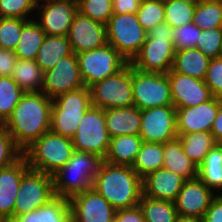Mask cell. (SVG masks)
Listing matches in <instances>:
<instances>
[{
  "instance_id": "6da1fadb",
  "label": "cell",
  "mask_w": 222,
  "mask_h": 222,
  "mask_svg": "<svg viewBox=\"0 0 222 222\" xmlns=\"http://www.w3.org/2000/svg\"><path fill=\"white\" fill-rule=\"evenodd\" d=\"M53 100L39 92H25L3 126L24 151L50 131Z\"/></svg>"
},
{
  "instance_id": "7a4b0ae2",
  "label": "cell",
  "mask_w": 222,
  "mask_h": 222,
  "mask_svg": "<svg viewBox=\"0 0 222 222\" xmlns=\"http://www.w3.org/2000/svg\"><path fill=\"white\" fill-rule=\"evenodd\" d=\"M92 188L115 210L132 208L140 202L142 178L131 166L113 165L103 161Z\"/></svg>"
},
{
  "instance_id": "3957f363",
  "label": "cell",
  "mask_w": 222,
  "mask_h": 222,
  "mask_svg": "<svg viewBox=\"0 0 222 222\" xmlns=\"http://www.w3.org/2000/svg\"><path fill=\"white\" fill-rule=\"evenodd\" d=\"M102 162L103 158L96 154L75 150L69 161L53 175L56 196L70 199L88 191Z\"/></svg>"
},
{
  "instance_id": "277c9868",
  "label": "cell",
  "mask_w": 222,
  "mask_h": 222,
  "mask_svg": "<svg viewBox=\"0 0 222 222\" xmlns=\"http://www.w3.org/2000/svg\"><path fill=\"white\" fill-rule=\"evenodd\" d=\"M75 151L71 138L52 131L44 133L23 151L30 169L53 176Z\"/></svg>"
},
{
  "instance_id": "5b68a950",
  "label": "cell",
  "mask_w": 222,
  "mask_h": 222,
  "mask_svg": "<svg viewBox=\"0 0 222 222\" xmlns=\"http://www.w3.org/2000/svg\"><path fill=\"white\" fill-rule=\"evenodd\" d=\"M173 38L169 24L164 22L153 27L147 32L139 53L130 62L131 66L142 72L168 73L176 52Z\"/></svg>"
},
{
  "instance_id": "8992f818",
  "label": "cell",
  "mask_w": 222,
  "mask_h": 222,
  "mask_svg": "<svg viewBox=\"0 0 222 222\" xmlns=\"http://www.w3.org/2000/svg\"><path fill=\"white\" fill-rule=\"evenodd\" d=\"M91 105V93L87 87L56 97L52 105L50 131L72 139L81 118Z\"/></svg>"
},
{
  "instance_id": "52a82bcc",
  "label": "cell",
  "mask_w": 222,
  "mask_h": 222,
  "mask_svg": "<svg viewBox=\"0 0 222 222\" xmlns=\"http://www.w3.org/2000/svg\"><path fill=\"white\" fill-rule=\"evenodd\" d=\"M107 40L129 63L139 53L147 38L136 13H113L106 24Z\"/></svg>"
},
{
  "instance_id": "ba28073f",
  "label": "cell",
  "mask_w": 222,
  "mask_h": 222,
  "mask_svg": "<svg viewBox=\"0 0 222 222\" xmlns=\"http://www.w3.org/2000/svg\"><path fill=\"white\" fill-rule=\"evenodd\" d=\"M93 106L119 109L134 106L132 94V66L128 63L116 74L89 87Z\"/></svg>"
},
{
  "instance_id": "9c48e42d",
  "label": "cell",
  "mask_w": 222,
  "mask_h": 222,
  "mask_svg": "<svg viewBox=\"0 0 222 222\" xmlns=\"http://www.w3.org/2000/svg\"><path fill=\"white\" fill-rule=\"evenodd\" d=\"M77 55L80 74L85 87L112 76L123 69L129 62L109 43Z\"/></svg>"
},
{
  "instance_id": "30bf717a",
  "label": "cell",
  "mask_w": 222,
  "mask_h": 222,
  "mask_svg": "<svg viewBox=\"0 0 222 222\" xmlns=\"http://www.w3.org/2000/svg\"><path fill=\"white\" fill-rule=\"evenodd\" d=\"M132 94L139 110L173 105L167 73L142 72L132 66Z\"/></svg>"
},
{
  "instance_id": "8fae6325",
  "label": "cell",
  "mask_w": 222,
  "mask_h": 222,
  "mask_svg": "<svg viewBox=\"0 0 222 222\" xmlns=\"http://www.w3.org/2000/svg\"><path fill=\"white\" fill-rule=\"evenodd\" d=\"M75 150L93 153L104 159L110 143L104 109L91 105L72 138Z\"/></svg>"
},
{
  "instance_id": "7c38bea8",
  "label": "cell",
  "mask_w": 222,
  "mask_h": 222,
  "mask_svg": "<svg viewBox=\"0 0 222 222\" xmlns=\"http://www.w3.org/2000/svg\"><path fill=\"white\" fill-rule=\"evenodd\" d=\"M55 197L53 176L29 169L23 175L19 186L14 219L41 208Z\"/></svg>"
},
{
  "instance_id": "4fadbf2b",
  "label": "cell",
  "mask_w": 222,
  "mask_h": 222,
  "mask_svg": "<svg viewBox=\"0 0 222 222\" xmlns=\"http://www.w3.org/2000/svg\"><path fill=\"white\" fill-rule=\"evenodd\" d=\"M85 87L79 69L77 55L62 58L52 69L44 72L41 91L50 99Z\"/></svg>"
},
{
  "instance_id": "5bb4252c",
  "label": "cell",
  "mask_w": 222,
  "mask_h": 222,
  "mask_svg": "<svg viewBox=\"0 0 222 222\" xmlns=\"http://www.w3.org/2000/svg\"><path fill=\"white\" fill-rule=\"evenodd\" d=\"M36 11L38 18L35 19L46 35L67 36L78 13V3L71 0H40Z\"/></svg>"
},
{
  "instance_id": "9a60e30c",
  "label": "cell",
  "mask_w": 222,
  "mask_h": 222,
  "mask_svg": "<svg viewBox=\"0 0 222 222\" xmlns=\"http://www.w3.org/2000/svg\"><path fill=\"white\" fill-rule=\"evenodd\" d=\"M139 135L143 142L166 143L178 138L174 105L141 110Z\"/></svg>"
},
{
  "instance_id": "2e32d148",
  "label": "cell",
  "mask_w": 222,
  "mask_h": 222,
  "mask_svg": "<svg viewBox=\"0 0 222 222\" xmlns=\"http://www.w3.org/2000/svg\"><path fill=\"white\" fill-rule=\"evenodd\" d=\"M71 222H114L116 210L92 187L69 199Z\"/></svg>"
},
{
  "instance_id": "e0dca14e",
  "label": "cell",
  "mask_w": 222,
  "mask_h": 222,
  "mask_svg": "<svg viewBox=\"0 0 222 222\" xmlns=\"http://www.w3.org/2000/svg\"><path fill=\"white\" fill-rule=\"evenodd\" d=\"M67 38L75 54L100 48L108 43L106 24L92 20L78 11Z\"/></svg>"
},
{
  "instance_id": "ac0fdd59",
  "label": "cell",
  "mask_w": 222,
  "mask_h": 222,
  "mask_svg": "<svg viewBox=\"0 0 222 222\" xmlns=\"http://www.w3.org/2000/svg\"><path fill=\"white\" fill-rule=\"evenodd\" d=\"M215 197L216 193L197 177L184 182L174 204L179 217L202 220Z\"/></svg>"
},
{
  "instance_id": "d6986e66",
  "label": "cell",
  "mask_w": 222,
  "mask_h": 222,
  "mask_svg": "<svg viewBox=\"0 0 222 222\" xmlns=\"http://www.w3.org/2000/svg\"><path fill=\"white\" fill-rule=\"evenodd\" d=\"M221 98L210 100L194 107L176 108V129L178 135L210 132L219 110Z\"/></svg>"
},
{
  "instance_id": "ffe728a7",
  "label": "cell",
  "mask_w": 222,
  "mask_h": 222,
  "mask_svg": "<svg viewBox=\"0 0 222 222\" xmlns=\"http://www.w3.org/2000/svg\"><path fill=\"white\" fill-rule=\"evenodd\" d=\"M167 74L175 108L194 107L213 97L204 80H199L172 70Z\"/></svg>"
},
{
  "instance_id": "44dd1931",
  "label": "cell",
  "mask_w": 222,
  "mask_h": 222,
  "mask_svg": "<svg viewBox=\"0 0 222 222\" xmlns=\"http://www.w3.org/2000/svg\"><path fill=\"white\" fill-rule=\"evenodd\" d=\"M24 157L15 164L0 169V222L14 220V207L23 175L29 170Z\"/></svg>"
},
{
  "instance_id": "7402d4cb",
  "label": "cell",
  "mask_w": 222,
  "mask_h": 222,
  "mask_svg": "<svg viewBox=\"0 0 222 222\" xmlns=\"http://www.w3.org/2000/svg\"><path fill=\"white\" fill-rule=\"evenodd\" d=\"M185 181L174 172L161 168L142 178V195L174 203Z\"/></svg>"
},
{
  "instance_id": "603a6c76",
  "label": "cell",
  "mask_w": 222,
  "mask_h": 222,
  "mask_svg": "<svg viewBox=\"0 0 222 222\" xmlns=\"http://www.w3.org/2000/svg\"><path fill=\"white\" fill-rule=\"evenodd\" d=\"M104 115L110 138L140 134L141 110L135 106L119 109H104Z\"/></svg>"
},
{
  "instance_id": "cb8c5ba5",
  "label": "cell",
  "mask_w": 222,
  "mask_h": 222,
  "mask_svg": "<svg viewBox=\"0 0 222 222\" xmlns=\"http://www.w3.org/2000/svg\"><path fill=\"white\" fill-rule=\"evenodd\" d=\"M163 168L191 180L198 177V166L184 153L179 138L163 143Z\"/></svg>"
},
{
  "instance_id": "d4e9b609",
  "label": "cell",
  "mask_w": 222,
  "mask_h": 222,
  "mask_svg": "<svg viewBox=\"0 0 222 222\" xmlns=\"http://www.w3.org/2000/svg\"><path fill=\"white\" fill-rule=\"evenodd\" d=\"M142 144L140 135L112 137L103 161L113 165L132 166Z\"/></svg>"
},
{
  "instance_id": "484cf974",
  "label": "cell",
  "mask_w": 222,
  "mask_h": 222,
  "mask_svg": "<svg viewBox=\"0 0 222 222\" xmlns=\"http://www.w3.org/2000/svg\"><path fill=\"white\" fill-rule=\"evenodd\" d=\"M210 60L197 48L177 50L171 70L199 80H205Z\"/></svg>"
},
{
  "instance_id": "4316f807",
  "label": "cell",
  "mask_w": 222,
  "mask_h": 222,
  "mask_svg": "<svg viewBox=\"0 0 222 222\" xmlns=\"http://www.w3.org/2000/svg\"><path fill=\"white\" fill-rule=\"evenodd\" d=\"M12 222H71L69 199L56 196L41 208L19 215Z\"/></svg>"
},
{
  "instance_id": "83f0119b",
  "label": "cell",
  "mask_w": 222,
  "mask_h": 222,
  "mask_svg": "<svg viewBox=\"0 0 222 222\" xmlns=\"http://www.w3.org/2000/svg\"><path fill=\"white\" fill-rule=\"evenodd\" d=\"M73 53L67 36L46 35L35 61L43 72L52 69L62 58Z\"/></svg>"
},
{
  "instance_id": "f1b7e54d",
  "label": "cell",
  "mask_w": 222,
  "mask_h": 222,
  "mask_svg": "<svg viewBox=\"0 0 222 222\" xmlns=\"http://www.w3.org/2000/svg\"><path fill=\"white\" fill-rule=\"evenodd\" d=\"M198 178L216 195L222 192V144L217 143L198 167Z\"/></svg>"
},
{
  "instance_id": "f546056e",
  "label": "cell",
  "mask_w": 222,
  "mask_h": 222,
  "mask_svg": "<svg viewBox=\"0 0 222 222\" xmlns=\"http://www.w3.org/2000/svg\"><path fill=\"white\" fill-rule=\"evenodd\" d=\"M46 33L35 19L28 20L23 26L20 40L14 49L17 59L35 60Z\"/></svg>"
},
{
  "instance_id": "4dcf8cb0",
  "label": "cell",
  "mask_w": 222,
  "mask_h": 222,
  "mask_svg": "<svg viewBox=\"0 0 222 222\" xmlns=\"http://www.w3.org/2000/svg\"><path fill=\"white\" fill-rule=\"evenodd\" d=\"M44 72L35 60L17 59L11 78L25 92H39L43 85Z\"/></svg>"
},
{
  "instance_id": "1f68e13d",
  "label": "cell",
  "mask_w": 222,
  "mask_h": 222,
  "mask_svg": "<svg viewBox=\"0 0 222 222\" xmlns=\"http://www.w3.org/2000/svg\"><path fill=\"white\" fill-rule=\"evenodd\" d=\"M163 154V143L143 142L131 167L144 178L149 173L163 168Z\"/></svg>"
},
{
  "instance_id": "d6a6232c",
  "label": "cell",
  "mask_w": 222,
  "mask_h": 222,
  "mask_svg": "<svg viewBox=\"0 0 222 222\" xmlns=\"http://www.w3.org/2000/svg\"><path fill=\"white\" fill-rule=\"evenodd\" d=\"M183 151L198 167L206 154L217 142L211 132H197L178 135Z\"/></svg>"
},
{
  "instance_id": "836d02e7",
  "label": "cell",
  "mask_w": 222,
  "mask_h": 222,
  "mask_svg": "<svg viewBox=\"0 0 222 222\" xmlns=\"http://www.w3.org/2000/svg\"><path fill=\"white\" fill-rule=\"evenodd\" d=\"M138 205L145 222H176L179 217L175 204L170 201L155 200L142 195Z\"/></svg>"
},
{
  "instance_id": "e575fe53",
  "label": "cell",
  "mask_w": 222,
  "mask_h": 222,
  "mask_svg": "<svg viewBox=\"0 0 222 222\" xmlns=\"http://www.w3.org/2000/svg\"><path fill=\"white\" fill-rule=\"evenodd\" d=\"M193 24L201 30L222 28L221 0H202L194 10Z\"/></svg>"
},
{
  "instance_id": "d590c367",
  "label": "cell",
  "mask_w": 222,
  "mask_h": 222,
  "mask_svg": "<svg viewBox=\"0 0 222 222\" xmlns=\"http://www.w3.org/2000/svg\"><path fill=\"white\" fill-rule=\"evenodd\" d=\"M25 91L11 77H0V124L12 115Z\"/></svg>"
},
{
  "instance_id": "8d00e7d4",
  "label": "cell",
  "mask_w": 222,
  "mask_h": 222,
  "mask_svg": "<svg viewBox=\"0 0 222 222\" xmlns=\"http://www.w3.org/2000/svg\"><path fill=\"white\" fill-rule=\"evenodd\" d=\"M196 5L177 0H164L165 23L171 28L182 27L193 21Z\"/></svg>"
},
{
  "instance_id": "74e56055",
  "label": "cell",
  "mask_w": 222,
  "mask_h": 222,
  "mask_svg": "<svg viewBox=\"0 0 222 222\" xmlns=\"http://www.w3.org/2000/svg\"><path fill=\"white\" fill-rule=\"evenodd\" d=\"M136 16L140 25L149 32L165 22L164 0H142Z\"/></svg>"
},
{
  "instance_id": "f35d334b",
  "label": "cell",
  "mask_w": 222,
  "mask_h": 222,
  "mask_svg": "<svg viewBox=\"0 0 222 222\" xmlns=\"http://www.w3.org/2000/svg\"><path fill=\"white\" fill-rule=\"evenodd\" d=\"M27 21L21 18L0 17V49L14 51L20 40L22 26Z\"/></svg>"
},
{
  "instance_id": "ab89813d",
  "label": "cell",
  "mask_w": 222,
  "mask_h": 222,
  "mask_svg": "<svg viewBox=\"0 0 222 222\" xmlns=\"http://www.w3.org/2000/svg\"><path fill=\"white\" fill-rule=\"evenodd\" d=\"M78 11L92 20L107 24L113 15L112 0H80Z\"/></svg>"
},
{
  "instance_id": "60d3db41",
  "label": "cell",
  "mask_w": 222,
  "mask_h": 222,
  "mask_svg": "<svg viewBox=\"0 0 222 222\" xmlns=\"http://www.w3.org/2000/svg\"><path fill=\"white\" fill-rule=\"evenodd\" d=\"M37 3L38 0H0V17L31 20Z\"/></svg>"
},
{
  "instance_id": "b9f144b4",
  "label": "cell",
  "mask_w": 222,
  "mask_h": 222,
  "mask_svg": "<svg viewBox=\"0 0 222 222\" xmlns=\"http://www.w3.org/2000/svg\"><path fill=\"white\" fill-rule=\"evenodd\" d=\"M23 157V151L14 142L8 130L0 125V169L15 164Z\"/></svg>"
},
{
  "instance_id": "7bdbcfd3",
  "label": "cell",
  "mask_w": 222,
  "mask_h": 222,
  "mask_svg": "<svg viewBox=\"0 0 222 222\" xmlns=\"http://www.w3.org/2000/svg\"><path fill=\"white\" fill-rule=\"evenodd\" d=\"M222 43V28L201 30V35L195 48L210 59L218 58Z\"/></svg>"
},
{
  "instance_id": "ee69618b",
  "label": "cell",
  "mask_w": 222,
  "mask_h": 222,
  "mask_svg": "<svg viewBox=\"0 0 222 222\" xmlns=\"http://www.w3.org/2000/svg\"><path fill=\"white\" fill-rule=\"evenodd\" d=\"M174 49L195 48L201 35V29L192 22L182 27L172 28Z\"/></svg>"
},
{
  "instance_id": "f6af8a7d",
  "label": "cell",
  "mask_w": 222,
  "mask_h": 222,
  "mask_svg": "<svg viewBox=\"0 0 222 222\" xmlns=\"http://www.w3.org/2000/svg\"><path fill=\"white\" fill-rule=\"evenodd\" d=\"M205 84L209 87L213 97L222 99V59L214 58L209 62Z\"/></svg>"
},
{
  "instance_id": "bcb514c9",
  "label": "cell",
  "mask_w": 222,
  "mask_h": 222,
  "mask_svg": "<svg viewBox=\"0 0 222 222\" xmlns=\"http://www.w3.org/2000/svg\"><path fill=\"white\" fill-rule=\"evenodd\" d=\"M17 61V55L12 50L0 49V77H11Z\"/></svg>"
},
{
  "instance_id": "7dc6e473",
  "label": "cell",
  "mask_w": 222,
  "mask_h": 222,
  "mask_svg": "<svg viewBox=\"0 0 222 222\" xmlns=\"http://www.w3.org/2000/svg\"><path fill=\"white\" fill-rule=\"evenodd\" d=\"M114 222H145V219L139 205H137L132 208L116 210Z\"/></svg>"
},
{
  "instance_id": "c3c4849f",
  "label": "cell",
  "mask_w": 222,
  "mask_h": 222,
  "mask_svg": "<svg viewBox=\"0 0 222 222\" xmlns=\"http://www.w3.org/2000/svg\"><path fill=\"white\" fill-rule=\"evenodd\" d=\"M203 222H222V196L216 195L202 219Z\"/></svg>"
},
{
  "instance_id": "681fc988",
  "label": "cell",
  "mask_w": 222,
  "mask_h": 222,
  "mask_svg": "<svg viewBox=\"0 0 222 222\" xmlns=\"http://www.w3.org/2000/svg\"><path fill=\"white\" fill-rule=\"evenodd\" d=\"M142 0H112L113 13L128 14L137 13Z\"/></svg>"
},
{
  "instance_id": "f907efd6",
  "label": "cell",
  "mask_w": 222,
  "mask_h": 222,
  "mask_svg": "<svg viewBox=\"0 0 222 222\" xmlns=\"http://www.w3.org/2000/svg\"><path fill=\"white\" fill-rule=\"evenodd\" d=\"M210 132L214 136L216 142L222 144V99L219 102V110Z\"/></svg>"
},
{
  "instance_id": "816d5d0a",
  "label": "cell",
  "mask_w": 222,
  "mask_h": 222,
  "mask_svg": "<svg viewBox=\"0 0 222 222\" xmlns=\"http://www.w3.org/2000/svg\"><path fill=\"white\" fill-rule=\"evenodd\" d=\"M176 222H203V221L199 218L178 217Z\"/></svg>"
},
{
  "instance_id": "f5cc1de1",
  "label": "cell",
  "mask_w": 222,
  "mask_h": 222,
  "mask_svg": "<svg viewBox=\"0 0 222 222\" xmlns=\"http://www.w3.org/2000/svg\"><path fill=\"white\" fill-rule=\"evenodd\" d=\"M177 1H181V2H186V3H189V4L197 5L202 0H177Z\"/></svg>"
},
{
  "instance_id": "db71d44e",
  "label": "cell",
  "mask_w": 222,
  "mask_h": 222,
  "mask_svg": "<svg viewBox=\"0 0 222 222\" xmlns=\"http://www.w3.org/2000/svg\"><path fill=\"white\" fill-rule=\"evenodd\" d=\"M218 58H221V59H222V43H221V49H220V53H219Z\"/></svg>"
}]
</instances>
